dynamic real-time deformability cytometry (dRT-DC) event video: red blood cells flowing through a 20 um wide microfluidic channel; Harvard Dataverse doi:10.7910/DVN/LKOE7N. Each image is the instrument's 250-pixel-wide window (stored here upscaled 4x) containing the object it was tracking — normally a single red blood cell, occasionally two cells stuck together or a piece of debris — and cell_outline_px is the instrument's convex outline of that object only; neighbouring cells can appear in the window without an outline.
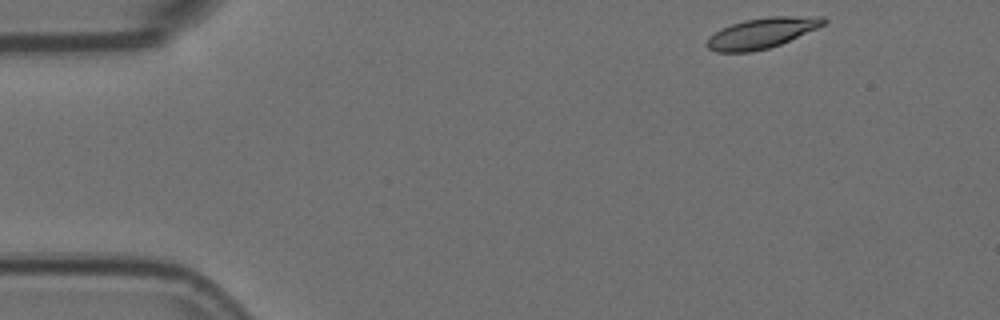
{"species": "Egyptian fruit bat (a non-hibernating species)", "species_latin": "Rousettus aegyptiacus", "temperature_condition": "room temperature", "stored_images_in_passage": 13, "camera_frame_rate_fps": 3000, "um_per_image_px": 0.085, "animal": {"sex": "female"}, "frame": {"image": 1, "passage_image": 1, "time_ms": 0.0, "image_size_px": [1000, 320], "cell_outline_px": [[828, 20], [824, 24], [816, 28], [780, 44], [768, 48], [752, 52], [716, 52], [708, 48], [704, 44], [708, 36], [732, 24], [744, 20], [768, 16], [824, 16]], "centroid_in_image_um": [64.73, 2.8], "position_along_channel_um": 20.3, "area_um2": 20.63}}
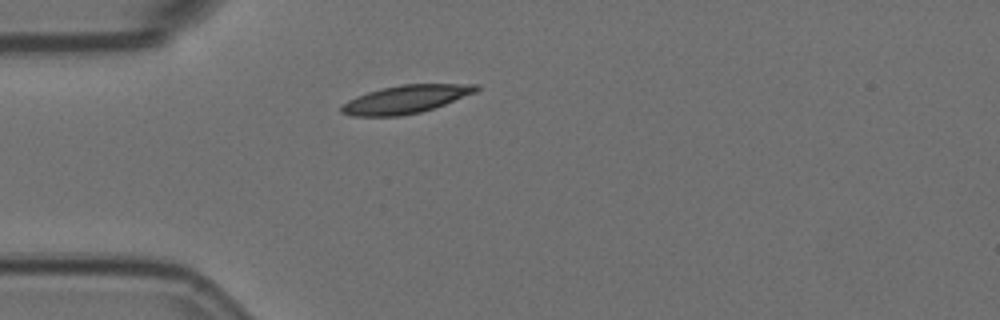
{"frame": {"image": 2, "passage_image": 10, "time_ms": 3.0, "image_size_px": [1000, 320], "cell_outline_px": [[480, 88], [476, 92], [444, 104], [420, 112], [400, 116], [352, 116], [340, 112], [340, 104], [356, 96], [380, 88], [400, 84], [480, 84]], "centroid_in_image_um": [34.44, 8.43], "position_along_channel_um": 50.6, "area_um2": 22.08}}